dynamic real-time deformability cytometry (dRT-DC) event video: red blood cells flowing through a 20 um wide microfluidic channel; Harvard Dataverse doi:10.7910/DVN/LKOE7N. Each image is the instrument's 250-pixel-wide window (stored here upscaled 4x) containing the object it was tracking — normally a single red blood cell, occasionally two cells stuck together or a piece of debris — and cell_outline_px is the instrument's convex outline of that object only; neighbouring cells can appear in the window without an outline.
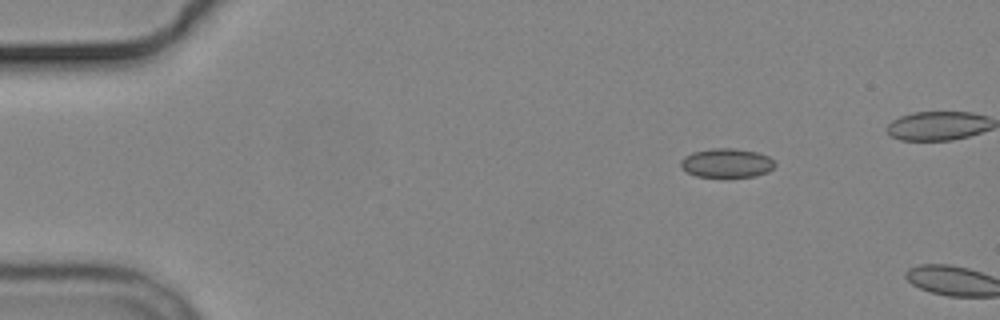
{"species": "common noctule bat (a hibernating species)", "species_latin": "Nyctalus noctula", "temperature_condition": "cold", "stored_images_in_passage": 2, "camera_frame_rate_fps": 3000, "um_per_image_px": 0.085, "animal": {"sex": "male", "body_mass_g": 19.2, "forearm_length_mm": 51.8}, "frame": {"image": 1, "passage_image": 1, "time_ms": 0.0, "image_size_px": [1000, 320], "cell_outline_px": [[776, 164], [768, 172], [756, 176], [696, 176], [680, 168], [680, 160], [684, 156], [692, 152], [712, 148], [732, 148], [756, 152], [768, 156]], "centroid_in_image_um": [61.73, 13.84], "position_along_channel_um": 23.3, "area_um2": 15.84}}